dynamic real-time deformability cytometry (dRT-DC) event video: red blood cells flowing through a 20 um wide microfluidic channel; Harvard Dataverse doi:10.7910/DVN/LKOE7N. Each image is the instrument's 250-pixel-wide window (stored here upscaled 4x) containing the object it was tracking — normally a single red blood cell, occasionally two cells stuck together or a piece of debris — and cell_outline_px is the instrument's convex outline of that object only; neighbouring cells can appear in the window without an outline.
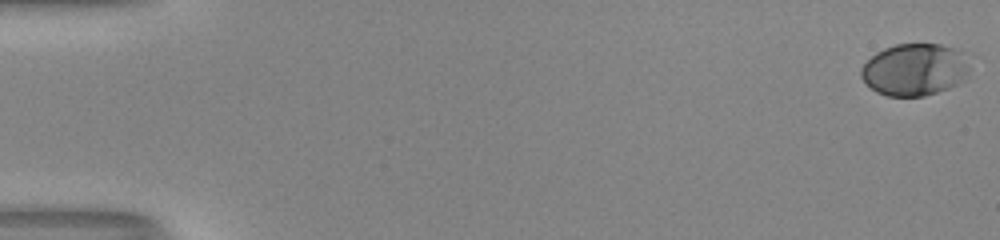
{"species": "human", "species_latin": "Homo sapiens", "temperature_condition": "room temperature", "stored_images_in_passage": 54, "camera_frame_rate_fps": 3000, "um_per_image_px": 0.085, "donor": {"sex": "male"}, "frame": {"image": 1, "passage_image": 1, "time_ms": 0.0, "image_size_px": [1000, 240], "cell_outline_px": [[968, 72], [956, 84], [948, 88], [924, 96], [888, 96], [876, 92], [860, 76], [860, 68], [876, 52], [884, 48], [896, 44], [940, 44], [952, 48], [960, 52], [968, 68]], "centroid_in_image_um": [77.67, 5.92], "position_along_channel_um": 7.3, "area_um2": 32.37}}
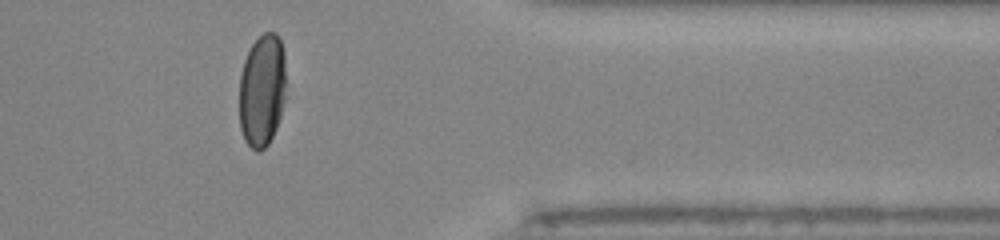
{"frame": {"image": 2, "passage_image": 45, "time_ms": 14.667, "image_size_px": [1000, 240], "cell_outline_px": [[288, 84], [280, 116], [276, 128], [268, 144], [260, 152], [256, 152], [244, 140], [240, 128], [240, 76], [244, 60], [252, 44], [264, 32], [276, 32], [280, 40], [284, 52]], "centroid_in_image_um": [22.31, 7.67], "position_along_channel_um": 389.1, "area_um2": 31.27}}
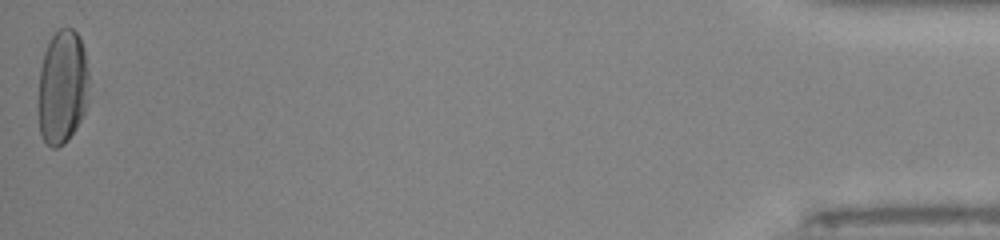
{"frame": {"image": 3, "passage_image": 54, "time_ms": 17.667, "image_size_px": [1000, 240], "cell_outline_px": [[88, 100], [84, 112], [76, 128], [68, 140], [64, 144], [56, 148], [52, 148], [44, 140], [40, 132], [40, 68], [44, 52], [52, 36], [60, 28], [72, 28], [76, 32], [84, 48], [88, 72]], "centroid_in_image_um": [5.33, 7.4], "position_along_channel_um": 429.9, "area_um2": 33.35}, "authors_computed_cell_mechanics": {"area_um2": 33.3506, "velocity_mm_per_s": 4.0205, "shape_relaxation_time_tau1_ms": 4.4678, "shape_relaxation_time_tau2_ms": null, "deformation_change_tau1": 0.2011, "deformation_change_tau2": null}}